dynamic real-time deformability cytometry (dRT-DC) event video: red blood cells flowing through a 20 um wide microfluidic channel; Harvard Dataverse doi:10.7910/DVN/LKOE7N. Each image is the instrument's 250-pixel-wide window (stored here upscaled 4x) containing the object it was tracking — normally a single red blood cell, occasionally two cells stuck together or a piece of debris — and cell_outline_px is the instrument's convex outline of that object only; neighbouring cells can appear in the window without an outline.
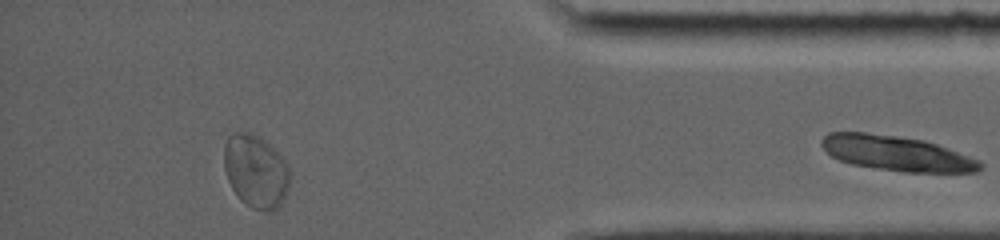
{"species": "common noctule bat (a hibernating species)", "species_latin": "Nyctalus noctula", "temperature_condition": "room temperature", "stored_images_in_passage": 42, "segment_of_instrument_passage": [2, 2], "camera_frame_rate_fps": 5000, "um_per_image_px": 0.085, "animal": {"sex": "female", "body_mass_g": 19.0, "forearm_length_mm": 56.7}, "frame": {"image": 1, "passage_image": 42, "time_ms": 13.0, "image_size_px": [1000, 240], "cell_outline_px": [[984, 168], [976, 172], [904, 172], [852, 164], [840, 160], [832, 156], [820, 144], [820, 140], [828, 132], [864, 132], [896, 136], [924, 140], [948, 148], [980, 160], [984, 164]], "centroid_in_image_um": [76.24, 13.03], "position_along_channel_um": 359.0, "area_um2": 32.25}}